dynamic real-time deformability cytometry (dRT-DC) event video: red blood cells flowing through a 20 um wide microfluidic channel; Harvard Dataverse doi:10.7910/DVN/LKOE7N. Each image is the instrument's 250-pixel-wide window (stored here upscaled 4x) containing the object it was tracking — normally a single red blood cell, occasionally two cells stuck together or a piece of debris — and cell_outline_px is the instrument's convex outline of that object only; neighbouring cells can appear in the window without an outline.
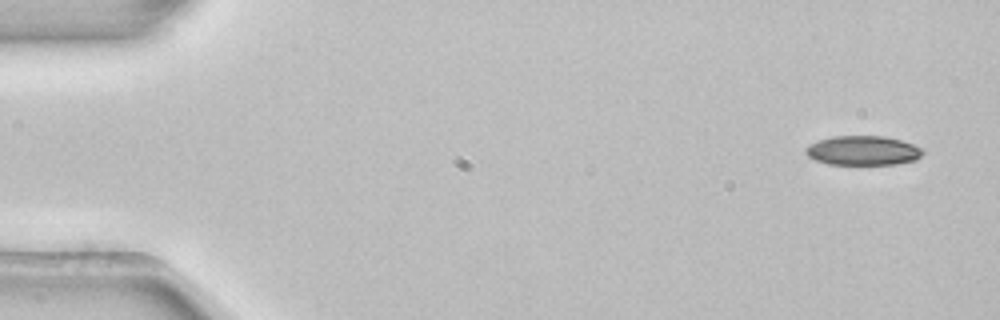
{"species": "common noctule bat (a hibernating species)", "species_latin": "Nyctalus noctula", "temperature_condition": "room temperature", "stored_images_in_passage": 4, "camera_frame_rate_fps": 3000, "um_per_image_px": 0.085, "animal": {"sex": "female", "body_mass_g": 22.7, "forearm_length_mm": 54.2}, "frame": {"image": 1, "passage_image": 1, "time_ms": 0.0, "image_size_px": [1000, 320], "cell_outline_px": [[924, 152], [916, 160], [896, 164], [828, 164], [816, 160], [808, 156], [804, 152], [804, 148], [808, 144], [820, 140], [836, 136], [884, 136], [900, 140], [912, 144], [920, 148]], "centroid_in_image_um": [73.32, 12.8], "position_along_channel_um": 11.7, "area_um2": 19.94}}
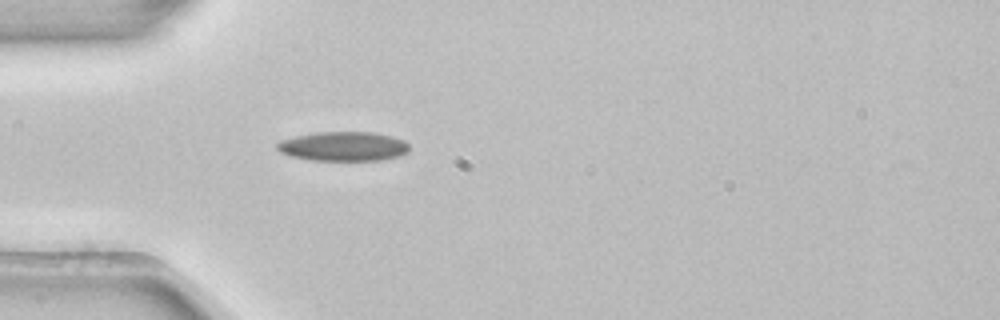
{"frame": {"image": 2, "passage_image": 4, "time_ms": 1.0, "image_size_px": [1000, 320], "cell_outline_px": [[408, 152], [400, 156], [380, 160], [312, 160], [292, 156], [280, 152], [276, 148], [276, 144], [280, 140], [296, 136], [316, 132], [372, 132], [392, 136], [404, 140], [408, 144]], "centroid_in_image_um": [29.19, 12.43], "position_along_channel_um": 55.8, "area_um2": 22.6}}